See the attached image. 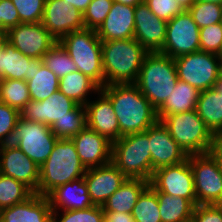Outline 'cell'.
Here are the masks:
<instances>
[{
    "mask_svg": "<svg viewBox=\"0 0 222 222\" xmlns=\"http://www.w3.org/2000/svg\"><path fill=\"white\" fill-rule=\"evenodd\" d=\"M100 90L113 105L121 136L144 132L158 121L157 110L135 83L112 84Z\"/></svg>",
    "mask_w": 222,
    "mask_h": 222,
    "instance_id": "cell-1",
    "label": "cell"
},
{
    "mask_svg": "<svg viewBox=\"0 0 222 222\" xmlns=\"http://www.w3.org/2000/svg\"><path fill=\"white\" fill-rule=\"evenodd\" d=\"M147 53L135 38L102 41L104 86L135 83Z\"/></svg>",
    "mask_w": 222,
    "mask_h": 222,
    "instance_id": "cell-2",
    "label": "cell"
},
{
    "mask_svg": "<svg viewBox=\"0 0 222 222\" xmlns=\"http://www.w3.org/2000/svg\"><path fill=\"white\" fill-rule=\"evenodd\" d=\"M177 81L174 58L160 52H148L135 84L151 105L158 110L173 92Z\"/></svg>",
    "mask_w": 222,
    "mask_h": 222,
    "instance_id": "cell-3",
    "label": "cell"
},
{
    "mask_svg": "<svg viewBox=\"0 0 222 222\" xmlns=\"http://www.w3.org/2000/svg\"><path fill=\"white\" fill-rule=\"evenodd\" d=\"M86 171L72 139H58L51 154L40 167L36 193L47 196L58 186L84 177Z\"/></svg>",
    "mask_w": 222,
    "mask_h": 222,
    "instance_id": "cell-4",
    "label": "cell"
},
{
    "mask_svg": "<svg viewBox=\"0 0 222 222\" xmlns=\"http://www.w3.org/2000/svg\"><path fill=\"white\" fill-rule=\"evenodd\" d=\"M174 141L189 156L213 151L215 135L196 110L158 117Z\"/></svg>",
    "mask_w": 222,
    "mask_h": 222,
    "instance_id": "cell-5",
    "label": "cell"
},
{
    "mask_svg": "<svg viewBox=\"0 0 222 222\" xmlns=\"http://www.w3.org/2000/svg\"><path fill=\"white\" fill-rule=\"evenodd\" d=\"M60 44L66 49L77 70L104 87L102 41L94 29H82L64 35Z\"/></svg>",
    "mask_w": 222,
    "mask_h": 222,
    "instance_id": "cell-6",
    "label": "cell"
},
{
    "mask_svg": "<svg viewBox=\"0 0 222 222\" xmlns=\"http://www.w3.org/2000/svg\"><path fill=\"white\" fill-rule=\"evenodd\" d=\"M111 162L130 179L150 181L153 175L148 129L112 143Z\"/></svg>",
    "mask_w": 222,
    "mask_h": 222,
    "instance_id": "cell-7",
    "label": "cell"
},
{
    "mask_svg": "<svg viewBox=\"0 0 222 222\" xmlns=\"http://www.w3.org/2000/svg\"><path fill=\"white\" fill-rule=\"evenodd\" d=\"M178 80L204 91L217 86L222 70L221 56L196 51L174 59Z\"/></svg>",
    "mask_w": 222,
    "mask_h": 222,
    "instance_id": "cell-8",
    "label": "cell"
},
{
    "mask_svg": "<svg viewBox=\"0 0 222 222\" xmlns=\"http://www.w3.org/2000/svg\"><path fill=\"white\" fill-rule=\"evenodd\" d=\"M196 205L222 204V165L212 152L189 155Z\"/></svg>",
    "mask_w": 222,
    "mask_h": 222,
    "instance_id": "cell-9",
    "label": "cell"
},
{
    "mask_svg": "<svg viewBox=\"0 0 222 222\" xmlns=\"http://www.w3.org/2000/svg\"><path fill=\"white\" fill-rule=\"evenodd\" d=\"M57 140L58 138L48 125L20 118L15 125L10 144L18 147L41 167L51 154Z\"/></svg>",
    "mask_w": 222,
    "mask_h": 222,
    "instance_id": "cell-10",
    "label": "cell"
},
{
    "mask_svg": "<svg viewBox=\"0 0 222 222\" xmlns=\"http://www.w3.org/2000/svg\"><path fill=\"white\" fill-rule=\"evenodd\" d=\"M200 50V28L188 10L167 21L166 38L160 53L172 58Z\"/></svg>",
    "mask_w": 222,
    "mask_h": 222,
    "instance_id": "cell-11",
    "label": "cell"
},
{
    "mask_svg": "<svg viewBox=\"0 0 222 222\" xmlns=\"http://www.w3.org/2000/svg\"><path fill=\"white\" fill-rule=\"evenodd\" d=\"M149 187L154 192L188 199L196 206L193 173L188 159L180 164L159 168L153 172Z\"/></svg>",
    "mask_w": 222,
    "mask_h": 222,
    "instance_id": "cell-12",
    "label": "cell"
},
{
    "mask_svg": "<svg viewBox=\"0 0 222 222\" xmlns=\"http://www.w3.org/2000/svg\"><path fill=\"white\" fill-rule=\"evenodd\" d=\"M7 36L8 43L31 58H42L58 42L42 22L18 24L7 31Z\"/></svg>",
    "mask_w": 222,
    "mask_h": 222,
    "instance_id": "cell-13",
    "label": "cell"
},
{
    "mask_svg": "<svg viewBox=\"0 0 222 222\" xmlns=\"http://www.w3.org/2000/svg\"><path fill=\"white\" fill-rule=\"evenodd\" d=\"M0 173L22 182L33 193L38 190L40 167L15 145H0Z\"/></svg>",
    "mask_w": 222,
    "mask_h": 222,
    "instance_id": "cell-14",
    "label": "cell"
},
{
    "mask_svg": "<svg viewBox=\"0 0 222 222\" xmlns=\"http://www.w3.org/2000/svg\"><path fill=\"white\" fill-rule=\"evenodd\" d=\"M41 22L57 41L70 32L85 29L83 13L64 0H45Z\"/></svg>",
    "mask_w": 222,
    "mask_h": 222,
    "instance_id": "cell-15",
    "label": "cell"
},
{
    "mask_svg": "<svg viewBox=\"0 0 222 222\" xmlns=\"http://www.w3.org/2000/svg\"><path fill=\"white\" fill-rule=\"evenodd\" d=\"M148 140L153 172L162 167L180 164L188 159V155L159 120L148 128Z\"/></svg>",
    "mask_w": 222,
    "mask_h": 222,
    "instance_id": "cell-16",
    "label": "cell"
},
{
    "mask_svg": "<svg viewBox=\"0 0 222 222\" xmlns=\"http://www.w3.org/2000/svg\"><path fill=\"white\" fill-rule=\"evenodd\" d=\"M134 37L147 52H160L166 38L167 21L158 18L143 2L135 6Z\"/></svg>",
    "mask_w": 222,
    "mask_h": 222,
    "instance_id": "cell-17",
    "label": "cell"
},
{
    "mask_svg": "<svg viewBox=\"0 0 222 222\" xmlns=\"http://www.w3.org/2000/svg\"><path fill=\"white\" fill-rule=\"evenodd\" d=\"M77 105L58 90L46 100H30L20 110V118L31 122L44 123L51 127L57 120L65 116H72V110Z\"/></svg>",
    "mask_w": 222,
    "mask_h": 222,
    "instance_id": "cell-18",
    "label": "cell"
},
{
    "mask_svg": "<svg viewBox=\"0 0 222 222\" xmlns=\"http://www.w3.org/2000/svg\"><path fill=\"white\" fill-rule=\"evenodd\" d=\"M126 179L127 177L112 162L87 169L84 175L91 201L99 206H103Z\"/></svg>",
    "mask_w": 222,
    "mask_h": 222,
    "instance_id": "cell-19",
    "label": "cell"
},
{
    "mask_svg": "<svg viewBox=\"0 0 222 222\" xmlns=\"http://www.w3.org/2000/svg\"><path fill=\"white\" fill-rule=\"evenodd\" d=\"M78 156L86 169L111 162L112 142L87 126L72 138Z\"/></svg>",
    "mask_w": 222,
    "mask_h": 222,
    "instance_id": "cell-20",
    "label": "cell"
},
{
    "mask_svg": "<svg viewBox=\"0 0 222 222\" xmlns=\"http://www.w3.org/2000/svg\"><path fill=\"white\" fill-rule=\"evenodd\" d=\"M98 99L85 105L87 127L106 137L110 142L120 139V128L110 99L101 91Z\"/></svg>",
    "mask_w": 222,
    "mask_h": 222,
    "instance_id": "cell-21",
    "label": "cell"
},
{
    "mask_svg": "<svg viewBox=\"0 0 222 222\" xmlns=\"http://www.w3.org/2000/svg\"><path fill=\"white\" fill-rule=\"evenodd\" d=\"M135 7L113 2L110 12L96 30L101 41L130 39L134 37Z\"/></svg>",
    "mask_w": 222,
    "mask_h": 222,
    "instance_id": "cell-22",
    "label": "cell"
},
{
    "mask_svg": "<svg viewBox=\"0 0 222 222\" xmlns=\"http://www.w3.org/2000/svg\"><path fill=\"white\" fill-rule=\"evenodd\" d=\"M0 222H53L46 196L33 193L25 201L0 210Z\"/></svg>",
    "mask_w": 222,
    "mask_h": 222,
    "instance_id": "cell-23",
    "label": "cell"
},
{
    "mask_svg": "<svg viewBox=\"0 0 222 222\" xmlns=\"http://www.w3.org/2000/svg\"><path fill=\"white\" fill-rule=\"evenodd\" d=\"M46 197L53 211L79 210L94 206L84 177L58 186Z\"/></svg>",
    "mask_w": 222,
    "mask_h": 222,
    "instance_id": "cell-24",
    "label": "cell"
},
{
    "mask_svg": "<svg viewBox=\"0 0 222 222\" xmlns=\"http://www.w3.org/2000/svg\"><path fill=\"white\" fill-rule=\"evenodd\" d=\"M43 65L42 58L23 55L10 43L0 54V80L19 79L27 81L36 68Z\"/></svg>",
    "mask_w": 222,
    "mask_h": 222,
    "instance_id": "cell-25",
    "label": "cell"
},
{
    "mask_svg": "<svg viewBox=\"0 0 222 222\" xmlns=\"http://www.w3.org/2000/svg\"><path fill=\"white\" fill-rule=\"evenodd\" d=\"M148 186L149 181L127 178L103 204L104 212L131 213L138 197Z\"/></svg>",
    "mask_w": 222,
    "mask_h": 222,
    "instance_id": "cell-26",
    "label": "cell"
},
{
    "mask_svg": "<svg viewBox=\"0 0 222 222\" xmlns=\"http://www.w3.org/2000/svg\"><path fill=\"white\" fill-rule=\"evenodd\" d=\"M196 112L216 136L222 130V93L216 88L200 91Z\"/></svg>",
    "mask_w": 222,
    "mask_h": 222,
    "instance_id": "cell-27",
    "label": "cell"
},
{
    "mask_svg": "<svg viewBox=\"0 0 222 222\" xmlns=\"http://www.w3.org/2000/svg\"><path fill=\"white\" fill-rule=\"evenodd\" d=\"M199 94L200 91L197 88L178 80L173 92L157 110V117L195 110Z\"/></svg>",
    "mask_w": 222,
    "mask_h": 222,
    "instance_id": "cell-28",
    "label": "cell"
},
{
    "mask_svg": "<svg viewBox=\"0 0 222 222\" xmlns=\"http://www.w3.org/2000/svg\"><path fill=\"white\" fill-rule=\"evenodd\" d=\"M99 90L100 87L91 78L78 70L66 74L59 80V91L78 105L85 106L90 101L87 98L89 93L96 94Z\"/></svg>",
    "mask_w": 222,
    "mask_h": 222,
    "instance_id": "cell-29",
    "label": "cell"
},
{
    "mask_svg": "<svg viewBox=\"0 0 222 222\" xmlns=\"http://www.w3.org/2000/svg\"><path fill=\"white\" fill-rule=\"evenodd\" d=\"M159 202V213L162 222H187L191 220L195 206L183 197L155 192Z\"/></svg>",
    "mask_w": 222,
    "mask_h": 222,
    "instance_id": "cell-30",
    "label": "cell"
},
{
    "mask_svg": "<svg viewBox=\"0 0 222 222\" xmlns=\"http://www.w3.org/2000/svg\"><path fill=\"white\" fill-rule=\"evenodd\" d=\"M59 78L44 64L36 68L26 81L31 100L42 101L48 99L59 90Z\"/></svg>",
    "mask_w": 222,
    "mask_h": 222,
    "instance_id": "cell-31",
    "label": "cell"
},
{
    "mask_svg": "<svg viewBox=\"0 0 222 222\" xmlns=\"http://www.w3.org/2000/svg\"><path fill=\"white\" fill-rule=\"evenodd\" d=\"M27 82L19 79L0 80V101L21 110L30 102Z\"/></svg>",
    "mask_w": 222,
    "mask_h": 222,
    "instance_id": "cell-32",
    "label": "cell"
},
{
    "mask_svg": "<svg viewBox=\"0 0 222 222\" xmlns=\"http://www.w3.org/2000/svg\"><path fill=\"white\" fill-rule=\"evenodd\" d=\"M87 126L85 106L77 105L72 116H65L51 126L58 139H72Z\"/></svg>",
    "mask_w": 222,
    "mask_h": 222,
    "instance_id": "cell-33",
    "label": "cell"
},
{
    "mask_svg": "<svg viewBox=\"0 0 222 222\" xmlns=\"http://www.w3.org/2000/svg\"><path fill=\"white\" fill-rule=\"evenodd\" d=\"M32 194L22 182L0 173V210L21 203Z\"/></svg>",
    "mask_w": 222,
    "mask_h": 222,
    "instance_id": "cell-34",
    "label": "cell"
},
{
    "mask_svg": "<svg viewBox=\"0 0 222 222\" xmlns=\"http://www.w3.org/2000/svg\"><path fill=\"white\" fill-rule=\"evenodd\" d=\"M131 215L135 222H162L157 194L149 186L138 197Z\"/></svg>",
    "mask_w": 222,
    "mask_h": 222,
    "instance_id": "cell-35",
    "label": "cell"
},
{
    "mask_svg": "<svg viewBox=\"0 0 222 222\" xmlns=\"http://www.w3.org/2000/svg\"><path fill=\"white\" fill-rule=\"evenodd\" d=\"M42 61L59 79L77 70V66L59 41L44 54Z\"/></svg>",
    "mask_w": 222,
    "mask_h": 222,
    "instance_id": "cell-36",
    "label": "cell"
},
{
    "mask_svg": "<svg viewBox=\"0 0 222 222\" xmlns=\"http://www.w3.org/2000/svg\"><path fill=\"white\" fill-rule=\"evenodd\" d=\"M188 11L199 28L220 23L222 17V5L212 2L197 0Z\"/></svg>",
    "mask_w": 222,
    "mask_h": 222,
    "instance_id": "cell-37",
    "label": "cell"
},
{
    "mask_svg": "<svg viewBox=\"0 0 222 222\" xmlns=\"http://www.w3.org/2000/svg\"><path fill=\"white\" fill-rule=\"evenodd\" d=\"M60 215V216H59ZM60 218H57V217ZM105 212L102 206L94 205L86 209L53 211V222H104Z\"/></svg>",
    "mask_w": 222,
    "mask_h": 222,
    "instance_id": "cell-38",
    "label": "cell"
},
{
    "mask_svg": "<svg viewBox=\"0 0 222 222\" xmlns=\"http://www.w3.org/2000/svg\"><path fill=\"white\" fill-rule=\"evenodd\" d=\"M114 0H92L83 13L85 29L97 30L106 19Z\"/></svg>",
    "mask_w": 222,
    "mask_h": 222,
    "instance_id": "cell-39",
    "label": "cell"
},
{
    "mask_svg": "<svg viewBox=\"0 0 222 222\" xmlns=\"http://www.w3.org/2000/svg\"><path fill=\"white\" fill-rule=\"evenodd\" d=\"M200 50L222 55V26L220 23L200 28Z\"/></svg>",
    "mask_w": 222,
    "mask_h": 222,
    "instance_id": "cell-40",
    "label": "cell"
},
{
    "mask_svg": "<svg viewBox=\"0 0 222 222\" xmlns=\"http://www.w3.org/2000/svg\"><path fill=\"white\" fill-rule=\"evenodd\" d=\"M19 13L21 23L41 22L45 0H11Z\"/></svg>",
    "mask_w": 222,
    "mask_h": 222,
    "instance_id": "cell-41",
    "label": "cell"
},
{
    "mask_svg": "<svg viewBox=\"0 0 222 222\" xmlns=\"http://www.w3.org/2000/svg\"><path fill=\"white\" fill-rule=\"evenodd\" d=\"M20 111L0 101V145L10 143Z\"/></svg>",
    "mask_w": 222,
    "mask_h": 222,
    "instance_id": "cell-42",
    "label": "cell"
},
{
    "mask_svg": "<svg viewBox=\"0 0 222 222\" xmlns=\"http://www.w3.org/2000/svg\"><path fill=\"white\" fill-rule=\"evenodd\" d=\"M144 2L155 16L165 21H170L184 11L176 0H144Z\"/></svg>",
    "mask_w": 222,
    "mask_h": 222,
    "instance_id": "cell-43",
    "label": "cell"
},
{
    "mask_svg": "<svg viewBox=\"0 0 222 222\" xmlns=\"http://www.w3.org/2000/svg\"><path fill=\"white\" fill-rule=\"evenodd\" d=\"M191 219L193 222H222V204L196 205Z\"/></svg>",
    "mask_w": 222,
    "mask_h": 222,
    "instance_id": "cell-44",
    "label": "cell"
},
{
    "mask_svg": "<svg viewBox=\"0 0 222 222\" xmlns=\"http://www.w3.org/2000/svg\"><path fill=\"white\" fill-rule=\"evenodd\" d=\"M21 24L19 13L11 0L0 1V32H5Z\"/></svg>",
    "mask_w": 222,
    "mask_h": 222,
    "instance_id": "cell-45",
    "label": "cell"
},
{
    "mask_svg": "<svg viewBox=\"0 0 222 222\" xmlns=\"http://www.w3.org/2000/svg\"><path fill=\"white\" fill-rule=\"evenodd\" d=\"M104 222H135L131 213L105 212Z\"/></svg>",
    "mask_w": 222,
    "mask_h": 222,
    "instance_id": "cell-46",
    "label": "cell"
},
{
    "mask_svg": "<svg viewBox=\"0 0 222 222\" xmlns=\"http://www.w3.org/2000/svg\"><path fill=\"white\" fill-rule=\"evenodd\" d=\"M92 0H64L65 3L71 4L74 8L80 10L82 13L87 9Z\"/></svg>",
    "mask_w": 222,
    "mask_h": 222,
    "instance_id": "cell-47",
    "label": "cell"
},
{
    "mask_svg": "<svg viewBox=\"0 0 222 222\" xmlns=\"http://www.w3.org/2000/svg\"><path fill=\"white\" fill-rule=\"evenodd\" d=\"M213 153L220 159L222 165V140H215Z\"/></svg>",
    "mask_w": 222,
    "mask_h": 222,
    "instance_id": "cell-48",
    "label": "cell"
},
{
    "mask_svg": "<svg viewBox=\"0 0 222 222\" xmlns=\"http://www.w3.org/2000/svg\"><path fill=\"white\" fill-rule=\"evenodd\" d=\"M8 43V36L5 32H0V54L4 51L5 46Z\"/></svg>",
    "mask_w": 222,
    "mask_h": 222,
    "instance_id": "cell-49",
    "label": "cell"
},
{
    "mask_svg": "<svg viewBox=\"0 0 222 222\" xmlns=\"http://www.w3.org/2000/svg\"><path fill=\"white\" fill-rule=\"evenodd\" d=\"M114 2L135 7L136 5L143 3L144 0H114Z\"/></svg>",
    "mask_w": 222,
    "mask_h": 222,
    "instance_id": "cell-50",
    "label": "cell"
},
{
    "mask_svg": "<svg viewBox=\"0 0 222 222\" xmlns=\"http://www.w3.org/2000/svg\"><path fill=\"white\" fill-rule=\"evenodd\" d=\"M184 10H188L197 0H176Z\"/></svg>",
    "mask_w": 222,
    "mask_h": 222,
    "instance_id": "cell-51",
    "label": "cell"
},
{
    "mask_svg": "<svg viewBox=\"0 0 222 222\" xmlns=\"http://www.w3.org/2000/svg\"><path fill=\"white\" fill-rule=\"evenodd\" d=\"M216 88L222 93V70H221L220 78H219V81L217 82Z\"/></svg>",
    "mask_w": 222,
    "mask_h": 222,
    "instance_id": "cell-52",
    "label": "cell"
},
{
    "mask_svg": "<svg viewBox=\"0 0 222 222\" xmlns=\"http://www.w3.org/2000/svg\"><path fill=\"white\" fill-rule=\"evenodd\" d=\"M198 1L212 2V3H216V4L222 5V0H198Z\"/></svg>",
    "mask_w": 222,
    "mask_h": 222,
    "instance_id": "cell-53",
    "label": "cell"
},
{
    "mask_svg": "<svg viewBox=\"0 0 222 222\" xmlns=\"http://www.w3.org/2000/svg\"><path fill=\"white\" fill-rule=\"evenodd\" d=\"M215 140H222V130L218 135L215 136Z\"/></svg>",
    "mask_w": 222,
    "mask_h": 222,
    "instance_id": "cell-54",
    "label": "cell"
}]
</instances>
